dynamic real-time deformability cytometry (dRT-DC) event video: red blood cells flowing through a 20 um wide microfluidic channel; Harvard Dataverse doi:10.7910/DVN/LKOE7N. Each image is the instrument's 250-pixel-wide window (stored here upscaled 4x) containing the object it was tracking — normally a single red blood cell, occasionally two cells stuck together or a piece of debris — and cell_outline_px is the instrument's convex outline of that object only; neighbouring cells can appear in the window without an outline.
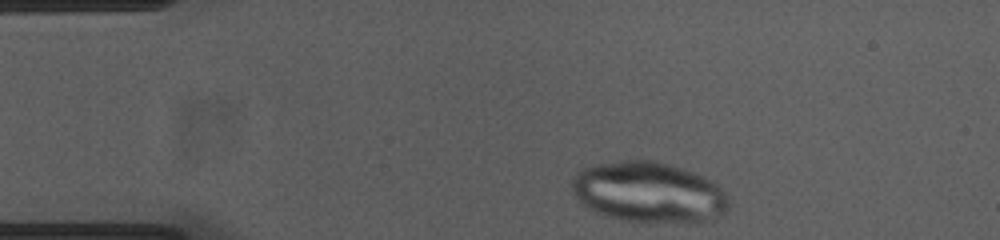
{"species": "common noctule bat (a hibernating species)", "species_latin": "Nyctalus noctula", "temperature_condition": "cold", "stored_images_in_passage": 39, "camera_frame_rate_fps": 3000, "um_per_image_px": 0.085, "animal": {"sex": "female", "body_mass_g": 23.0, "forearm_length_mm": 53.4}, "frame": {"image": 1, "passage_image": 1, "time_ms": 0.0, "image_size_px": [1000, 240], "cell_outline_px": [[728, 208], [724, 216], [716, 220], [696, 224], [692, 224], [620, 220], [596, 212], [584, 204], [572, 192], [572, 180], [584, 168], [596, 164], [624, 160], [656, 160], [684, 168], [704, 176], [716, 184], [724, 192], [728, 200]], "centroid_in_image_um": [55.23, 16.37], "position_along_channel_um": 29.8, "area_um2": 56.01}}